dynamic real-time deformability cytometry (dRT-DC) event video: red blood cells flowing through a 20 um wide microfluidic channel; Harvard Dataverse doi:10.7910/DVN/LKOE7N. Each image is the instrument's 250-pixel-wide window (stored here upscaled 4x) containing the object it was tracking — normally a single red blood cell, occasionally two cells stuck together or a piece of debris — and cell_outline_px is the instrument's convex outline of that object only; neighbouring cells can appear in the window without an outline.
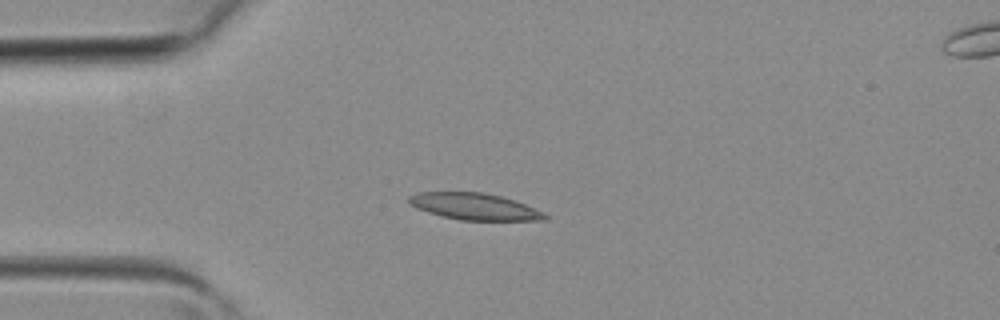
{"species": "common noctule bat (a hibernating species)", "species_latin": "Nyctalus noctula", "temperature_condition": "room temperature", "stored_images_in_passage": 3, "camera_frame_rate_fps": 3000, "um_per_image_px": 0.085, "animal": {"sex": "female", "body_mass_g": 19.3, "forearm_length_mm": 54.1}, "frame": {"image": 1, "passage_image": 2, "time_ms": 0.333, "image_size_px": [1000, 320], "cell_outline_px": [[548, 220], [460, 220], [440, 216], [416, 208], [408, 204], [408, 196], [416, 192], [484, 192], [516, 200], [544, 212], [548, 216]], "centroid_in_image_um": [40.32, 17.55], "position_along_channel_um": 44.7, "area_um2": 21.33}}